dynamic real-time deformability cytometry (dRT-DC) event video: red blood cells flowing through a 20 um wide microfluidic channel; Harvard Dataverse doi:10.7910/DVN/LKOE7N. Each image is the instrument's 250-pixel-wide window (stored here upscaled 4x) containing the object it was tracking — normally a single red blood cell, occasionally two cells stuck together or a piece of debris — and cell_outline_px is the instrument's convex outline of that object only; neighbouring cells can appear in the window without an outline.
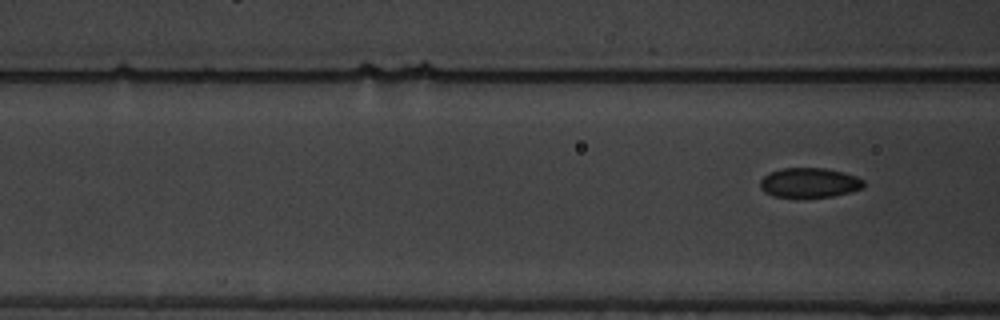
{"species": "common noctule bat (a hibernating species)", "species_latin": "Nyctalus noctula", "temperature_condition": "warm", "stored_images_in_passage": 4, "camera_frame_rate_fps": 3000, "um_per_image_px": 0.085, "animal": {"sex": "male", "body_mass_g": 19.5, "forearm_length_mm": 54.6}, "frame": {"image": 1, "passage_image": 4, "time_ms": 3.333, "image_size_px": [1000, 320], "cell_outline_px": [[864, 188], [832, 196], [772, 196], [764, 192], [760, 188], [760, 180], [768, 172], [780, 168], [824, 168], [844, 172], [856, 176], [864, 180]], "centroid_in_image_um": [68.78, 15.5], "position_along_channel_um": 97.8, "area_um2": 17.8}}